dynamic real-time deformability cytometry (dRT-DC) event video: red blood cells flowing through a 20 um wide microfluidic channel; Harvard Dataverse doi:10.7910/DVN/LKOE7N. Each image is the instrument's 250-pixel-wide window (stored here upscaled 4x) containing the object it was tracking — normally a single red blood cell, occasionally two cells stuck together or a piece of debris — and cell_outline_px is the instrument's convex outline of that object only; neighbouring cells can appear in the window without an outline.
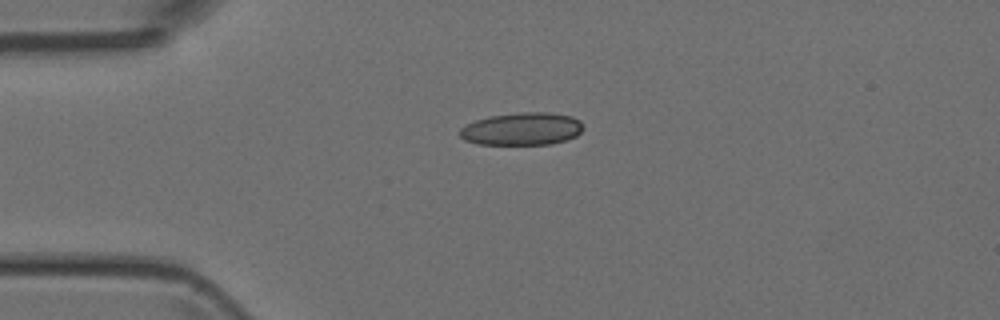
{"species": "Egyptian fruit bat (a non-hibernating species)", "species_latin": "Rousettus aegyptiacus", "temperature_condition": "room temperature", "stored_images_in_passage": 1, "camera_frame_rate_fps": 3000, "um_per_image_px": 0.085, "animal": {"sex": "female"}, "frame": {"image": 1, "passage_image": 1, "time_ms": 0.0, "image_size_px": [1000, 320], "cell_outline_px": [[584, 128], [576, 136], [552, 144], [476, 144], [464, 140], [460, 136], [460, 128], [476, 120], [488, 116], [520, 112], [548, 112], [572, 116], [580, 120]], "centroid_in_image_um": [44.37, 10.95], "position_along_channel_um": 40.6, "area_um2": 23.52}}